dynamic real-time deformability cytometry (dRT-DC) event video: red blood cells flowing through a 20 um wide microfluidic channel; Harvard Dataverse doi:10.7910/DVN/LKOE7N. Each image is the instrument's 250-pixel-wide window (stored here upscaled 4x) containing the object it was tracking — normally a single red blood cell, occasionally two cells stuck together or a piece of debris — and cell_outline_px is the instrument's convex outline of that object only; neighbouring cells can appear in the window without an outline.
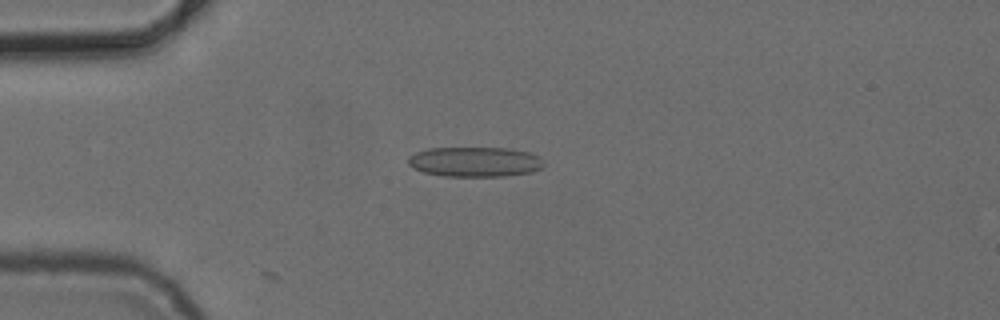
{"species": "common noctule bat (a hibernating species)", "species_latin": "Nyctalus noctula", "temperature_condition": "cold", "stored_images_in_passage": 7, "camera_frame_rate_fps": 3000, "um_per_image_px": 0.085, "animal": {"sex": "female", "body_mass_g": 24.6, "forearm_length_mm": 56.2}, "frame": {"image": 1, "passage_image": 4, "time_ms": 3.667, "image_size_px": [1000, 320], "cell_outline_px": [[544, 164], [540, 168], [532, 172], [504, 176], [444, 176], [424, 172], [412, 168], [408, 164], [408, 156], [416, 152], [428, 148], [512, 148], [528, 152], [540, 156], [544, 160]], "centroid_in_image_um": [40.37, 13.75], "position_along_channel_um": 44.6, "area_um2": 23.81}}
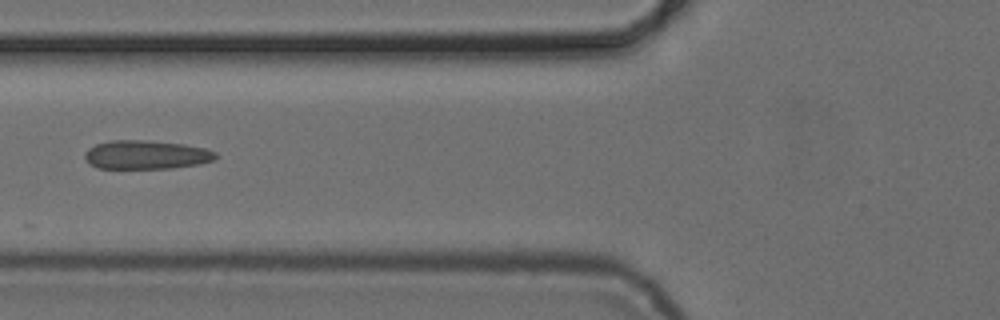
{"frame": {"image": 2, "passage_image": 6, "time_ms": 6.0, "image_size_px": [1000, 320], "cell_outline_px": [[220, 156], [212, 160], [196, 164], [172, 168], [100, 168], [84, 160], [84, 152], [88, 148], [96, 144], [112, 140], [148, 140], [184, 144], [204, 148], [216, 152]], "centroid_in_image_um": [12.41, 13.14], "position_along_channel_um": 113.4, "area_um2": 21.91}}
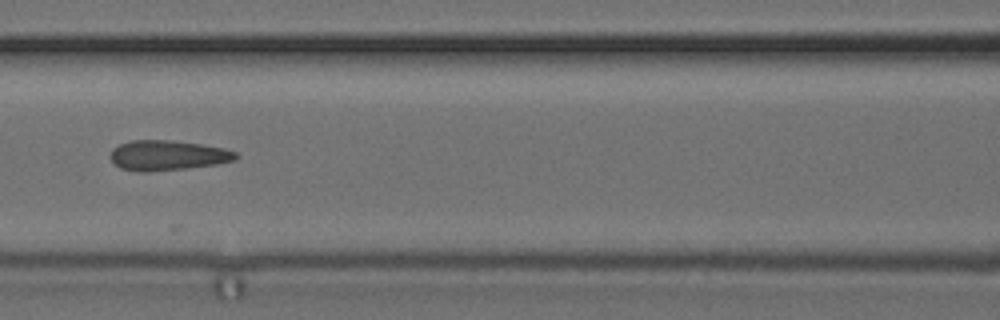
{"frame": {"image": 3, "passage_image": 7, "time_ms": 7.0, "image_size_px": [1000, 320], "cell_outline_px": [[240, 156], [236, 160], [216, 164], [188, 168], [148, 172], [140, 172], [120, 168], [108, 156], [112, 148], [120, 144], [132, 140], [172, 140], [200, 144], [224, 148], [236, 152]], "centroid_in_image_um": [14.24, 13.21], "position_along_channel_um": 152.4, "area_um2": 22.14}}